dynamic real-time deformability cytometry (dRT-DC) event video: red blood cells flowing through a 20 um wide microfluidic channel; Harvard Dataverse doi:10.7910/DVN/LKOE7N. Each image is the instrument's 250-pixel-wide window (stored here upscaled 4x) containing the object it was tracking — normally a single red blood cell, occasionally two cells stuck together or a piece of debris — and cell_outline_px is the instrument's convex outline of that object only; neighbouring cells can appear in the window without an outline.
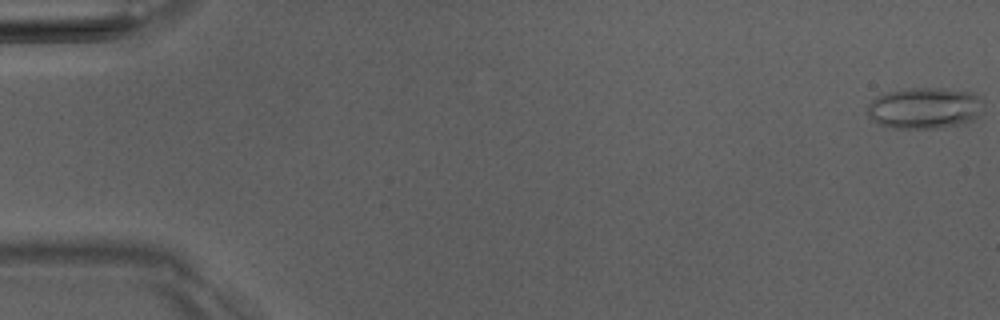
{"species": "Egyptian fruit bat (a non-hibernating species)", "species_latin": "Rousettus aegyptiacus", "temperature_condition": "room temperature", "stored_images_in_passage": 7, "camera_frame_rate_fps": 3000, "um_per_image_px": 0.085, "animal": {"sex": "male"}, "frame": {"image": 1, "passage_image": 1, "time_ms": 0.0, "image_size_px": [1000, 320], "cell_outline_px": [[984, 112], [980, 116], [964, 124], [940, 128], [892, 128], [880, 124], [872, 120], [868, 116], [868, 104], [876, 96], [884, 92], [912, 88], [944, 88], [972, 92], [980, 96], [984, 100]], "centroid_in_image_um": [78.66, 9.18], "position_along_channel_um": 6.3, "area_um2": 28.55}}
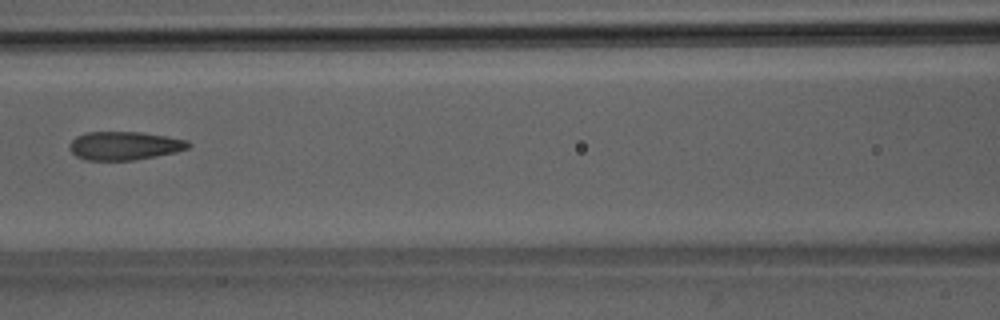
{"frame": {"image": 2, "passage_image": 7, "time_ms": 7.667, "image_size_px": [1000, 320], "cell_outline_px": [[192, 144], [188, 148], [176, 152], [156, 156], [132, 160], [88, 160], [76, 156], [68, 148], [68, 144], [76, 136], [84, 132], [140, 132], [188, 140]], "centroid_in_image_um": [10.55, 12.38], "position_along_channel_um": 156.0, "area_um2": 19.71}}